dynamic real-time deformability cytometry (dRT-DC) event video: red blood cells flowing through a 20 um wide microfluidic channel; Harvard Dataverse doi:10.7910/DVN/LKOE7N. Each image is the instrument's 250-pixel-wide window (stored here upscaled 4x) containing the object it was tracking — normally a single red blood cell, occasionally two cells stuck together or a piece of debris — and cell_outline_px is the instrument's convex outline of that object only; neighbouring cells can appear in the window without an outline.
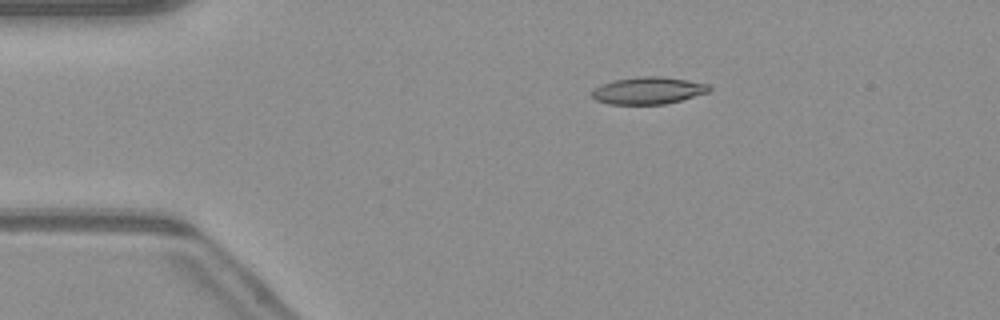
{"species": "common noctule bat (a hibernating species)", "species_latin": "Nyctalus noctula", "temperature_condition": "warm", "stored_images_in_passage": 51, "camera_frame_rate_fps": 3000, "um_per_image_px": 0.085, "animal": {"sex": "male", "body_mass_g": 23.1, "forearm_length_mm": 52.7}, "frame": {"image": 1, "passage_image": 10, "time_ms": 3.0, "image_size_px": [1000, 320], "cell_outline_px": [[712, 88], [708, 92], [680, 100], [664, 104], [608, 104], [596, 100], [592, 96], [592, 88], [600, 84], [616, 80], [640, 76], [660, 76], [688, 80], [708, 84]], "centroid_in_image_um": [55.07, 7.69], "position_along_channel_um": 29.9, "area_um2": 18.5}}
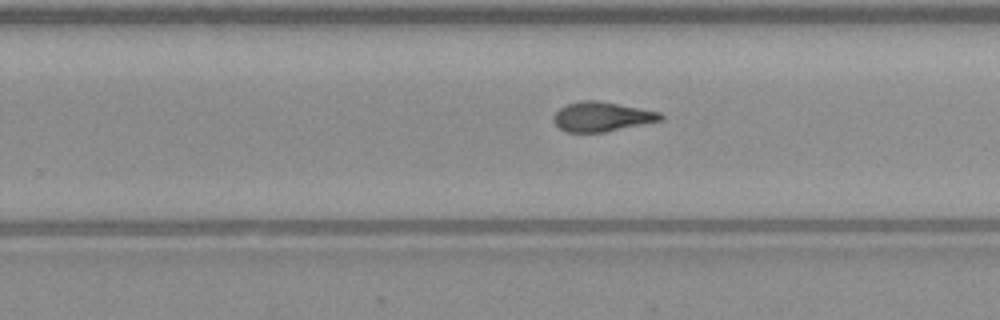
{"frame": {"image": 2, "passage_image": 32, "time_ms": 10.333, "image_size_px": [1000, 320], "cell_outline_px": [[664, 120], [604, 132], [564, 132], [552, 120], [556, 112], [560, 108], [568, 104], [580, 100], [596, 100], [660, 112], [664, 116]], "centroid_in_image_um": [51.16, 9.92], "position_along_channel_um": 278.6, "area_um2": 18.32}}
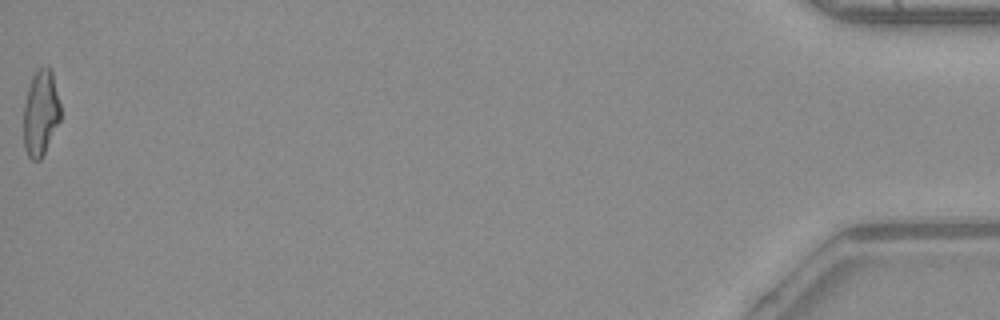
{"frame": {"image": 3, "passage_image": 51, "time_ms": 16.667, "image_size_px": [1000, 320], "cell_outline_px": [[60, 120], [40, 160], [32, 160], [28, 156], [24, 148], [24, 104], [28, 88], [32, 76], [40, 68], [48, 64], [52, 68], [60, 104]], "centroid_in_image_um": [3.46, 9.56], "position_along_channel_um": 431.7, "area_um2": 18.44}, "authors_computed_cell_mechanics": {"area_um2": 18.496, "velocity_mm_per_s": 4.1238, "shape_relaxation_time_tau1_ms": null, "shape_relaxation_time_tau2_ms": 3.155, "deformation_change_tau1": null, "deformation_change_tau2": 0.13}}